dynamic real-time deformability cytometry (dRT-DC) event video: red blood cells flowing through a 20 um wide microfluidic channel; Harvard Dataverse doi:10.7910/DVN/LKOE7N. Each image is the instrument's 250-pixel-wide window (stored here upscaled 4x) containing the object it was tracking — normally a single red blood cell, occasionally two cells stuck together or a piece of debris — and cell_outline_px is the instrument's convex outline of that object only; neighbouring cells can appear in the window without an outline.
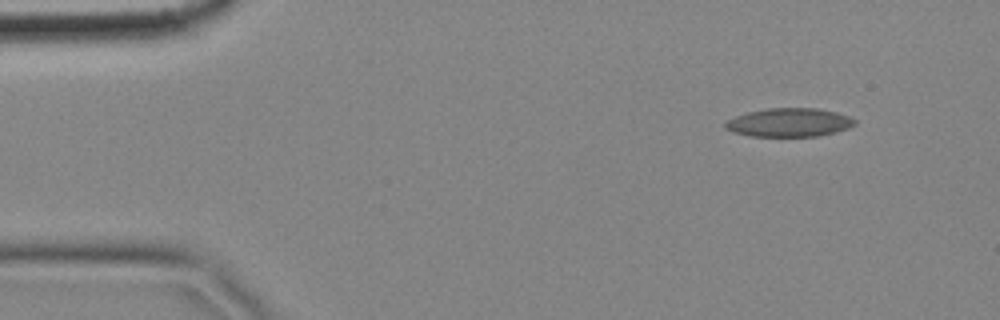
{"species": "common noctule bat (a hibernating species)", "species_latin": "Nyctalus noctula", "temperature_condition": "cold", "stored_images_in_passage": 5, "camera_frame_rate_fps": 3000, "um_per_image_px": 0.085, "animal": {"sex": "female", "body_mass_g": 18.4}, "frame": {"image": 1, "passage_image": 2, "time_ms": 0.333, "image_size_px": [1000, 320], "cell_outline_px": [[856, 124], [848, 128], [816, 136], [752, 136], [736, 132], [724, 128], [724, 124], [728, 120], [736, 116], [748, 112], [768, 108], [816, 108], [836, 112], [848, 116], [856, 120]], "centroid_in_image_um": [67.08, 10.4], "position_along_channel_um": 17.9, "area_um2": 21.27}}
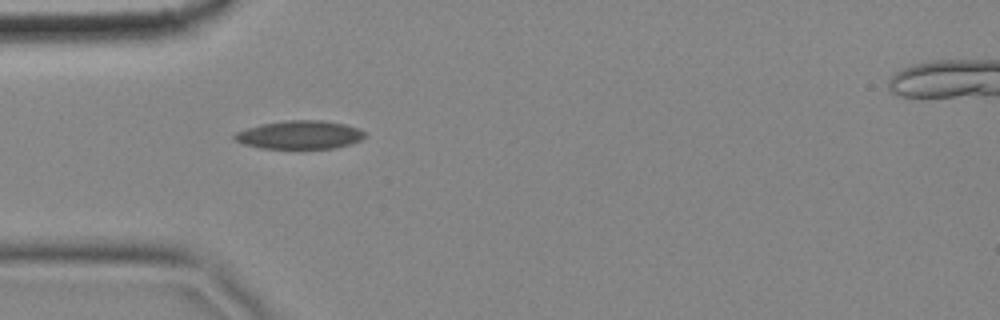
{"frame": {"image": 2, "passage_image": 5, "time_ms": 1.333, "image_size_px": [1000, 320], "cell_outline_px": [[364, 136], [360, 140], [336, 148], [260, 148], [244, 144], [236, 140], [232, 136], [236, 132], [260, 124], [284, 120], [324, 120], [344, 124], [360, 128], [364, 132]], "centroid_in_image_um": [25.47, 11.45], "position_along_channel_um": 59.5, "area_um2": 21.44}}